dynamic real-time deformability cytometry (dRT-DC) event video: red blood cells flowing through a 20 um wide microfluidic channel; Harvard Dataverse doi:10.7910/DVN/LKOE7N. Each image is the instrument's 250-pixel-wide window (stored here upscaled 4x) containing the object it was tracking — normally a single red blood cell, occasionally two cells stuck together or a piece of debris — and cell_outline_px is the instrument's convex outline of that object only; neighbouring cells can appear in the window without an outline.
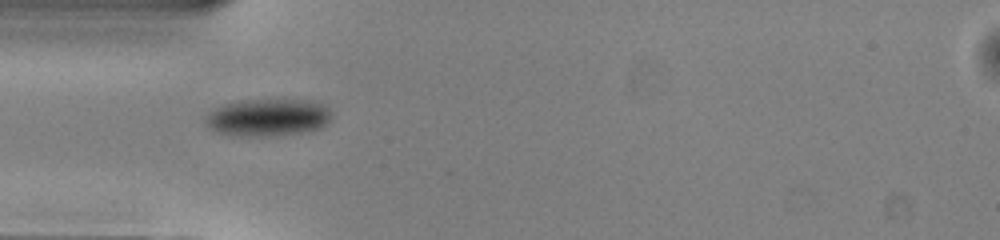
{"species": "common noctule bat (a hibernating species)", "species_latin": "Nyctalus noctula", "temperature_condition": "warm", "stored_images_in_passage": 36, "camera_frame_rate_fps": 3000, "um_per_image_px": 0.085, "animal": {"sex": "male", "body_mass_g": 13.0, "forearm_length_mm": 53.1}, "frame": {"image": 1, "passage_image": 1, "time_ms": 0.0, "image_size_px": [1000, 240], "cell_outline_px": [[332, 116], [320, 128], [308, 132], [276, 136], [232, 136], [220, 132], [212, 128], [204, 120], [204, 116], [216, 108], [224, 104], [236, 100], [308, 100], [324, 104], [332, 112]], "centroid_in_image_um": [22.79, 9.99], "position_along_channel_um": 62.2, "area_um2": 27.63}}
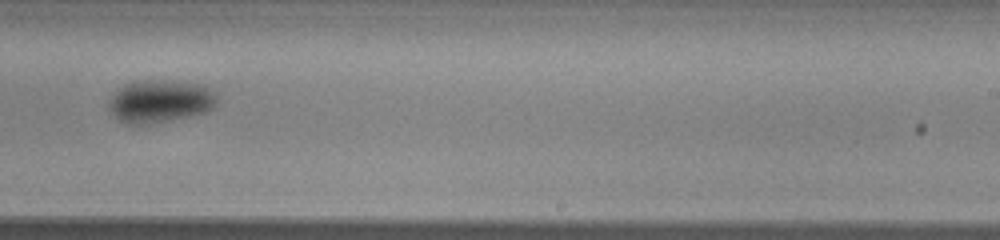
{"frame": {"image": 2, "passage_image": 17, "time_ms": 5.333, "image_size_px": [1000, 240], "cell_outline_px": [[216, 104], [212, 108], [204, 112], [188, 116], [148, 124], [128, 124], [120, 120], [108, 108], [108, 100], [124, 84], [136, 80], [176, 80], [200, 84], [216, 92]], "centroid_in_image_um": [13.6, 8.58], "position_along_channel_um": 275.4, "area_um2": 26.88}}
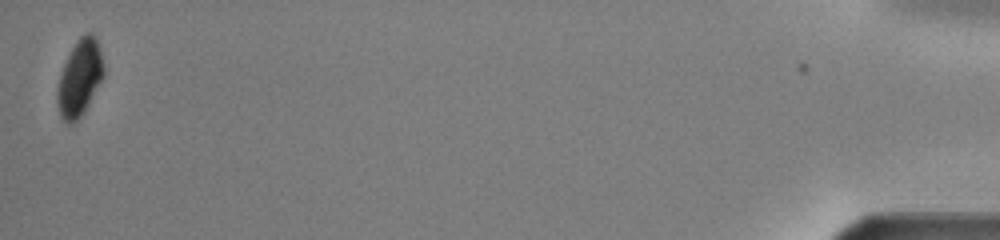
{"frame": {"image": 3, "passage_image": 36, "time_ms": 11.667, "image_size_px": [1000, 240], "cell_outline_px": [[104, 76], [84, 112], [72, 124], [68, 124], [60, 116], [56, 100], [56, 92], [60, 76], [64, 64], [76, 40], [84, 32], [92, 32], [100, 48], [104, 64]], "centroid_in_image_um": [6.78, 6.61], "position_along_channel_um": 428.4, "area_um2": 20.63}, "authors_computed_cell_mechanics": {"area_um2": 26.3568, "velocity_mm_per_s": 4.0237, "shape_relaxation_time_tau1_ms": 3.0098, "shape_relaxation_time_tau2_ms": null, "deformation_change_tau1": 0.0806, "deformation_change_tau2": null}}